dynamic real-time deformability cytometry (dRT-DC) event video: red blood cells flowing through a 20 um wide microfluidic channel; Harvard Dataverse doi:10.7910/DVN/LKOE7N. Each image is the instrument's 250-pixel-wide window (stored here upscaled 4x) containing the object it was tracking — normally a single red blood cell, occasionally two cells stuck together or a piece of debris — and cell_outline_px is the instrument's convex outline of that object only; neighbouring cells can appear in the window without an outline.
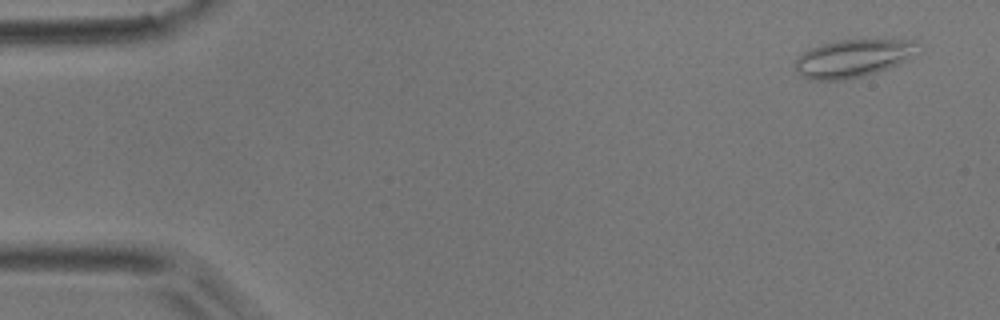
{"species": "common noctule bat (a hibernating species)", "species_latin": "Nyctalus noctula", "temperature_condition": "room temperature", "stored_images_in_passage": 51, "camera_frame_rate_fps": 3000, "um_per_image_px": 0.085, "animal": {"sex": "male", "body_mass_g": 17.9}, "frame": {"image": 1, "passage_image": 3, "time_ms": 0.667, "image_size_px": [1000, 320], "cell_outline_px": [[920, 52], [908, 60], [888, 68], [864, 76], [844, 80], [808, 80], [796, 68], [796, 60], [804, 52], [820, 44], [840, 40], [920, 40]], "centroid_in_image_um": [72.61, 4.95], "position_along_channel_um": 12.4, "area_um2": 27.11}}
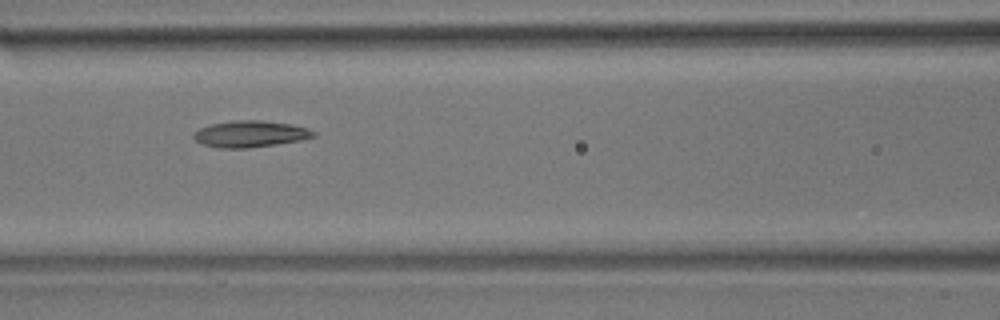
{"frame": {"image": 2, "passage_image": 22, "time_ms": 7.0, "image_size_px": [1000, 320], "cell_outline_px": [[316, 136], [300, 140], [276, 144], [248, 148], [220, 148], [200, 144], [192, 136], [192, 132], [200, 128], [212, 124], [232, 120], [260, 120], [292, 124], [308, 128], [316, 132]], "centroid_in_image_um": [21.25, 11.38], "position_along_channel_um": 145.3, "area_um2": 18.61}}
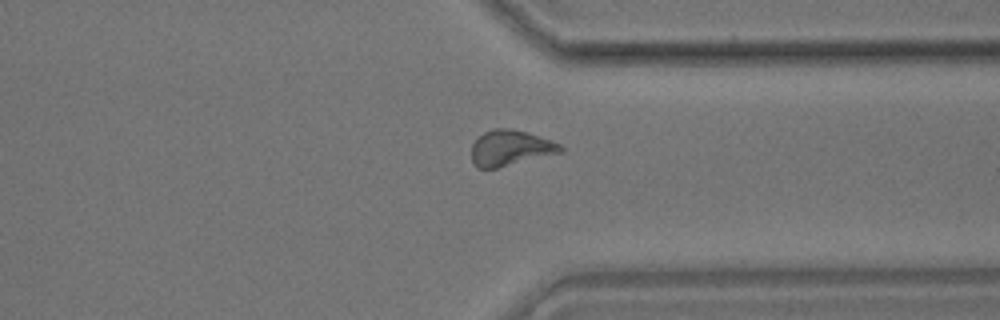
{"frame": {"image": 3, "passage_image": 39, "time_ms": 12.667, "image_size_px": [1000, 320], "cell_outline_px": [[564, 152], [496, 168], [476, 168], [472, 160], [472, 144], [484, 132], [492, 128], [512, 128], [528, 132], [552, 140], [560, 144], [564, 148]], "centroid_in_image_um": [43.41, 12.57], "position_along_channel_um": 368.0, "area_um2": 18.61}, "authors_computed_cell_mechanics": {"area_um2": 18.5538, "velocity_mm_per_s": 3.9491, "shape_relaxation_time_tau1_ms": 10.1241, "shape_relaxation_time_tau2_ms": 2.0814, "deformation_change_tau1": 0.2097, "deformation_change_tau2": 0.0884}}